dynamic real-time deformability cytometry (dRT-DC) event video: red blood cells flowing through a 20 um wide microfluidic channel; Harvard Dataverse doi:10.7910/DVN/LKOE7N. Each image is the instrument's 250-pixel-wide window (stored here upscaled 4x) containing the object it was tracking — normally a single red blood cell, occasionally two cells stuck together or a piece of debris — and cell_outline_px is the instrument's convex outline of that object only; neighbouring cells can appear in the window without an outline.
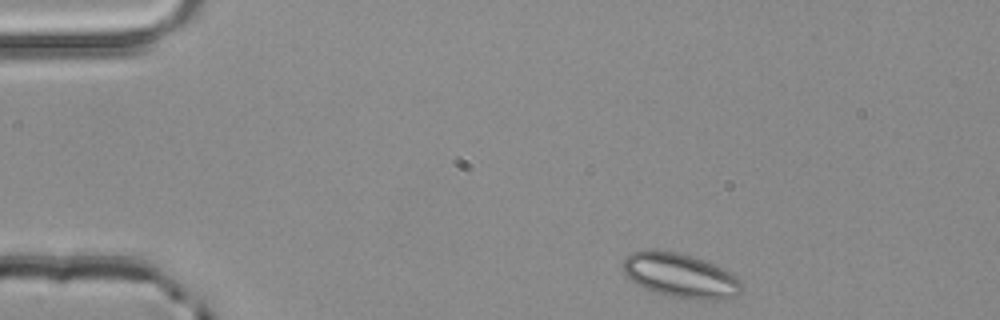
{"species": "common noctule bat (a hibernating species)", "species_latin": "Nyctalus noctula", "temperature_condition": "room temperature", "stored_images_in_passage": 2, "camera_frame_rate_fps": 3000, "um_per_image_px": 0.085, "animal": {"sex": "male", "body_mass_g": 20.4}, "frame": {"image": 1, "passage_image": 1, "time_ms": 0.0, "image_size_px": [1000, 320], "cell_outline_px": [[744, 288], [740, 296], [724, 300], [704, 300], [672, 296], [656, 292], [644, 288], [636, 284], [624, 272], [624, 260], [632, 252], [676, 252], [692, 256], [704, 260], [736, 276], [740, 280]], "centroid_in_image_um": [57.93, 23.47], "position_along_channel_um": 27.1, "area_um2": 30.06}}